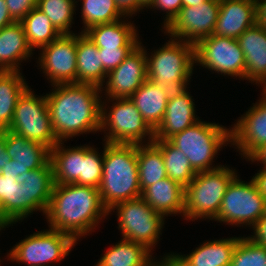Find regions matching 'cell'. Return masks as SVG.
I'll return each mask as SVG.
<instances>
[{"mask_svg":"<svg viewBox=\"0 0 266 266\" xmlns=\"http://www.w3.org/2000/svg\"><path fill=\"white\" fill-rule=\"evenodd\" d=\"M160 259L157 260V266H185L173 255L172 252L164 254Z\"/></svg>","mask_w":266,"mask_h":266,"instance_id":"49","label":"cell"},{"mask_svg":"<svg viewBox=\"0 0 266 266\" xmlns=\"http://www.w3.org/2000/svg\"><path fill=\"white\" fill-rule=\"evenodd\" d=\"M64 143L65 141L58 142L50 150L55 184L74 183L81 175L83 145L70 147Z\"/></svg>","mask_w":266,"mask_h":266,"instance_id":"30","label":"cell"},{"mask_svg":"<svg viewBox=\"0 0 266 266\" xmlns=\"http://www.w3.org/2000/svg\"><path fill=\"white\" fill-rule=\"evenodd\" d=\"M141 198L165 218L180 215L184 219L185 188L169 177L146 187Z\"/></svg>","mask_w":266,"mask_h":266,"instance_id":"21","label":"cell"},{"mask_svg":"<svg viewBox=\"0 0 266 266\" xmlns=\"http://www.w3.org/2000/svg\"><path fill=\"white\" fill-rule=\"evenodd\" d=\"M147 79L146 55L140 39L124 61L107 74L101 94L104 98H130Z\"/></svg>","mask_w":266,"mask_h":266,"instance_id":"15","label":"cell"},{"mask_svg":"<svg viewBox=\"0 0 266 266\" xmlns=\"http://www.w3.org/2000/svg\"><path fill=\"white\" fill-rule=\"evenodd\" d=\"M188 89L171 92L163 119L154 130V140H169L200 120L196 115L195 100Z\"/></svg>","mask_w":266,"mask_h":266,"instance_id":"17","label":"cell"},{"mask_svg":"<svg viewBox=\"0 0 266 266\" xmlns=\"http://www.w3.org/2000/svg\"><path fill=\"white\" fill-rule=\"evenodd\" d=\"M135 47L98 48L102 66L108 74L117 68Z\"/></svg>","mask_w":266,"mask_h":266,"instance_id":"39","label":"cell"},{"mask_svg":"<svg viewBox=\"0 0 266 266\" xmlns=\"http://www.w3.org/2000/svg\"><path fill=\"white\" fill-rule=\"evenodd\" d=\"M29 46L34 49L50 44L62 34L39 8L34 7L21 21Z\"/></svg>","mask_w":266,"mask_h":266,"instance_id":"33","label":"cell"},{"mask_svg":"<svg viewBox=\"0 0 266 266\" xmlns=\"http://www.w3.org/2000/svg\"><path fill=\"white\" fill-rule=\"evenodd\" d=\"M240 237L214 239L203 242L189 254L173 253L185 266H227Z\"/></svg>","mask_w":266,"mask_h":266,"instance_id":"24","label":"cell"},{"mask_svg":"<svg viewBox=\"0 0 266 266\" xmlns=\"http://www.w3.org/2000/svg\"><path fill=\"white\" fill-rule=\"evenodd\" d=\"M253 235L249 239L266 247V213L251 227Z\"/></svg>","mask_w":266,"mask_h":266,"instance_id":"42","label":"cell"},{"mask_svg":"<svg viewBox=\"0 0 266 266\" xmlns=\"http://www.w3.org/2000/svg\"><path fill=\"white\" fill-rule=\"evenodd\" d=\"M124 19L94 25L83 33L97 48L136 47L140 43L138 27L132 21H128L131 20L129 17Z\"/></svg>","mask_w":266,"mask_h":266,"instance_id":"23","label":"cell"},{"mask_svg":"<svg viewBox=\"0 0 266 266\" xmlns=\"http://www.w3.org/2000/svg\"><path fill=\"white\" fill-rule=\"evenodd\" d=\"M144 245L120 239L112 244L94 266H155L157 260Z\"/></svg>","mask_w":266,"mask_h":266,"instance_id":"29","label":"cell"},{"mask_svg":"<svg viewBox=\"0 0 266 266\" xmlns=\"http://www.w3.org/2000/svg\"><path fill=\"white\" fill-rule=\"evenodd\" d=\"M237 174L236 169L226 164L197 172L185 187L184 220H213L218 215L228 185Z\"/></svg>","mask_w":266,"mask_h":266,"instance_id":"5","label":"cell"},{"mask_svg":"<svg viewBox=\"0 0 266 266\" xmlns=\"http://www.w3.org/2000/svg\"><path fill=\"white\" fill-rule=\"evenodd\" d=\"M26 218V192L16 177L0 173V220L9 228Z\"/></svg>","mask_w":266,"mask_h":266,"instance_id":"28","label":"cell"},{"mask_svg":"<svg viewBox=\"0 0 266 266\" xmlns=\"http://www.w3.org/2000/svg\"><path fill=\"white\" fill-rule=\"evenodd\" d=\"M238 176L228 185L218 215L212 221L251 228L266 213V201L252 179L245 182Z\"/></svg>","mask_w":266,"mask_h":266,"instance_id":"10","label":"cell"},{"mask_svg":"<svg viewBox=\"0 0 266 266\" xmlns=\"http://www.w3.org/2000/svg\"><path fill=\"white\" fill-rule=\"evenodd\" d=\"M77 34H62L39 49L37 60L50 85L77 83Z\"/></svg>","mask_w":266,"mask_h":266,"instance_id":"13","label":"cell"},{"mask_svg":"<svg viewBox=\"0 0 266 266\" xmlns=\"http://www.w3.org/2000/svg\"><path fill=\"white\" fill-rule=\"evenodd\" d=\"M255 24V0H221L213 35L238 39Z\"/></svg>","mask_w":266,"mask_h":266,"instance_id":"18","label":"cell"},{"mask_svg":"<svg viewBox=\"0 0 266 266\" xmlns=\"http://www.w3.org/2000/svg\"><path fill=\"white\" fill-rule=\"evenodd\" d=\"M262 93H266V81L261 85Z\"/></svg>","mask_w":266,"mask_h":266,"instance_id":"53","label":"cell"},{"mask_svg":"<svg viewBox=\"0 0 266 266\" xmlns=\"http://www.w3.org/2000/svg\"><path fill=\"white\" fill-rule=\"evenodd\" d=\"M33 55L21 22L0 29V71H20L21 63Z\"/></svg>","mask_w":266,"mask_h":266,"instance_id":"22","label":"cell"},{"mask_svg":"<svg viewBox=\"0 0 266 266\" xmlns=\"http://www.w3.org/2000/svg\"><path fill=\"white\" fill-rule=\"evenodd\" d=\"M245 56L237 39L210 35L195 45V65L245 80Z\"/></svg>","mask_w":266,"mask_h":266,"instance_id":"12","label":"cell"},{"mask_svg":"<svg viewBox=\"0 0 266 266\" xmlns=\"http://www.w3.org/2000/svg\"><path fill=\"white\" fill-rule=\"evenodd\" d=\"M137 163L141 191L168 177L162 151L154 142L137 145Z\"/></svg>","mask_w":266,"mask_h":266,"instance_id":"32","label":"cell"},{"mask_svg":"<svg viewBox=\"0 0 266 266\" xmlns=\"http://www.w3.org/2000/svg\"><path fill=\"white\" fill-rule=\"evenodd\" d=\"M5 229V225L0 220V231Z\"/></svg>","mask_w":266,"mask_h":266,"instance_id":"54","label":"cell"},{"mask_svg":"<svg viewBox=\"0 0 266 266\" xmlns=\"http://www.w3.org/2000/svg\"><path fill=\"white\" fill-rule=\"evenodd\" d=\"M11 158L6 152V135L3 131H0V173L4 165L8 164Z\"/></svg>","mask_w":266,"mask_h":266,"instance_id":"47","label":"cell"},{"mask_svg":"<svg viewBox=\"0 0 266 266\" xmlns=\"http://www.w3.org/2000/svg\"><path fill=\"white\" fill-rule=\"evenodd\" d=\"M182 8V0H155L149 8L150 10L163 11L165 18L163 17L162 30L166 29L172 21L177 17Z\"/></svg>","mask_w":266,"mask_h":266,"instance_id":"40","label":"cell"},{"mask_svg":"<svg viewBox=\"0 0 266 266\" xmlns=\"http://www.w3.org/2000/svg\"><path fill=\"white\" fill-rule=\"evenodd\" d=\"M6 135V152L16 160L19 166V175L42 168L50 161V149L38 142L26 139L10 130L3 131Z\"/></svg>","mask_w":266,"mask_h":266,"instance_id":"25","label":"cell"},{"mask_svg":"<svg viewBox=\"0 0 266 266\" xmlns=\"http://www.w3.org/2000/svg\"><path fill=\"white\" fill-rule=\"evenodd\" d=\"M207 0H182V7L198 6Z\"/></svg>","mask_w":266,"mask_h":266,"instance_id":"51","label":"cell"},{"mask_svg":"<svg viewBox=\"0 0 266 266\" xmlns=\"http://www.w3.org/2000/svg\"><path fill=\"white\" fill-rule=\"evenodd\" d=\"M100 132L105 134L106 143L140 145L154 141V130L130 98H102Z\"/></svg>","mask_w":266,"mask_h":266,"instance_id":"6","label":"cell"},{"mask_svg":"<svg viewBox=\"0 0 266 266\" xmlns=\"http://www.w3.org/2000/svg\"><path fill=\"white\" fill-rule=\"evenodd\" d=\"M251 179L254 181L258 191L266 201V168H260V170L255 173V175Z\"/></svg>","mask_w":266,"mask_h":266,"instance_id":"44","label":"cell"},{"mask_svg":"<svg viewBox=\"0 0 266 266\" xmlns=\"http://www.w3.org/2000/svg\"><path fill=\"white\" fill-rule=\"evenodd\" d=\"M169 141L185 154L196 172L209 171L222 166L215 165L214 158L223 147L230 146V127L200 119Z\"/></svg>","mask_w":266,"mask_h":266,"instance_id":"7","label":"cell"},{"mask_svg":"<svg viewBox=\"0 0 266 266\" xmlns=\"http://www.w3.org/2000/svg\"><path fill=\"white\" fill-rule=\"evenodd\" d=\"M155 0H138V6L142 10L149 9Z\"/></svg>","mask_w":266,"mask_h":266,"instance_id":"52","label":"cell"},{"mask_svg":"<svg viewBox=\"0 0 266 266\" xmlns=\"http://www.w3.org/2000/svg\"><path fill=\"white\" fill-rule=\"evenodd\" d=\"M237 40L245 56V80L261 86L266 81V30L255 24Z\"/></svg>","mask_w":266,"mask_h":266,"instance_id":"19","label":"cell"},{"mask_svg":"<svg viewBox=\"0 0 266 266\" xmlns=\"http://www.w3.org/2000/svg\"><path fill=\"white\" fill-rule=\"evenodd\" d=\"M153 142L162 151L167 176L185 188L197 174L188 158L169 140H154Z\"/></svg>","mask_w":266,"mask_h":266,"instance_id":"34","label":"cell"},{"mask_svg":"<svg viewBox=\"0 0 266 266\" xmlns=\"http://www.w3.org/2000/svg\"><path fill=\"white\" fill-rule=\"evenodd\" d=\"M101 201L109 211L123 201L141 197L136 144L104 142Z\"/></svg>","mask_w":266,"mask_h":266,"instance_id":"3","label":"cell"},{"mask_svg":"<svg viewBox=\"0 0 266 266\" xmlns=\"http://www.w3.org/2000/svg\"><path fill=\"white\" fill-rule=\"evenodd\" d=\"M162 47L148 53L147 77L153 83L178 90L188 87L195 65V46L179 39L168 37Z\"/></svg>","mask_w":266,"mask_h":266,"instance_id":"4","label":"cell"},{"mask_svg":"<svg viewBox=\"0 0 266 266\" xmlns=\"http://www.w3.org/2000/svg\"><path fill=\"white\" fill-rule=\"evenodd\" d=\"M119 11L125 16L132 18L143 10L138 6V0H115ZM134 15V16H133Z\"/></svg>","mask_w":266,"mask_h":266,"instance_id":"43","label":"cell"},{"mask_svg":"<svg viewBox=\"0 0 266 266\" xmlns=\"http://www.w3.org/2000/svg\"><path fill=\"white\" fill-rule=\"evenodd\" d=\"M246 161L255 163L257 161V164H263L262 166L266 168V144H263L261 147H259Z\"/></svg>","mask_w":266,"mask_h":266,"instance_id":"48","label":"cell"},{"mask_svg":"<svg viewBox=\"0 0 266 266\" xmlns=\"http://www.w3.org/2000/svg\"><path fill=\"white\" fill-rule=\"evenodd\" d=\"M11 18L15 22H20L34 7L37 0H5Z\"/></svg>","mask_w":266,"mask_h":266,"instance_id":"41","label":"cell"},{"mask_svg":"<svg viewBox=\"0 0 266 266\" xmlns=\"http://www.w3.org/2000/svg\"><path fill=\"white\" fill-rule=\"evenodd\" d=\"M81 5V19L83 27L81 33L88 28L115 22L126 18L117 8L115 0H79Z\"/></svg>","mask_w":266,"mask_h":266,"instance_id":"35","label":"cell"},{"mask_svg":"<svg viewBox=\"0 0 266 266\" xmlns=\"http://www.w3.org/2000/svg\"><path fill=\"white\" fill-rule=\"evenodd\" d=\"M221 0H207L198 6L182 7L177 17L164 29L174 39L196 45L213 34Z\"/></svg>","mask_w":266,"mask_h":266,"instance_id":"14","label":"cell"},{"mask_svg":"<svg viewBox=\"0 0 266 266\" xmlns=\"http://www.w3.org/2000/svg\"><path fill=\"white\" fill-rule=\"evenodd\" d=\"M77 83L102 87L107 73L102 66L97 46L84 33L77 35Z\"/></svg>","mask_w":266,"mask_h":266,"instance_id":"27","label":"cell"},{"mask_svg":"<svg viewBox=\"0 0 266 266\" xmlns=\"http://www.w3.org/2000/svg\"><path fill=\"white\" fill-rule=\"evenodd\" d=\"M46 93L47 106L53 133L57 141L84 134L100 132L101 89L82 83L52 85Z\"/></svg>","mask_w":266,"mask_h":266,"instance_id":"1","label":"cell"},{"mask_svg":"<svg viewBox=\"0 0 266 266\" xmlns=\"http://www.w3.org/2000/svg\"><path fill=\"white\" fill-rule=\"evenodd\" d=\"M7 253V261L27 266H53L69 256L78 244L69 234L44 229L19 240Z\"/></svg>","mask_w":266,"mask_h":266,"instance_id":"8","label":"cell"},{"mask_svg":"<svg viewBox=\"0 0 266 266\" xmlns=\"http://www.w3.org/2000/svg\"><path fill=\"white\" fill-rule=\"evenodd\" d=\"M115 210L117 228L121 231L122 239L142 244L151 252L155 251L166 218L154 211L141 197L116 204L109 209L108 214Z\"/></svg>","mask_w":266,"mask_h":266,"instance_id":"9","label":"cell"},{"mask_svg":"<svg viewBox=\"0 0 266 266\" xmlns=\"http://www.w3.org/2000/svg\"><path fill=\"white\" fill-rule=\"evenodd\" d=\"M27 87L21 71H0V131L10 127L17 100Z\"/></svg>","mask_w":266,"mask_h":266,"instance_id":"31","label":"cell"},{"mask_svg":"<svg viewBox=\"0 0 266 266\" xmlns=\"http://www.w3.org/2000/svg\"><path fill=\"white\" fill-rule=\"evenodd\" d=\"M256 24H260L266 30V0H255Z\"/></svg>","mask_w":266,"mask_h":266,"instance_id":"45","label":"cell"},{"mask_svg":"<svg viewBox=\"0 0 266 266\" xmlns=\"http://www.w3.org/2000/svg\"><path fill=\"white\" fill-rule=\"evenodd\" d=\"M8 130L50 150L58 143L51 126L46 95L34 94L30 86L19 96Z\"/></svg>","mask_w":266,"mask_h":266,"instance_id":"11","label":"cell"},{"mask_svg":"<svg viewBox=\"0 0 266 266\" xmlns=\"http://www.w3.org/2000/svg\"><path fill=\"white\" fill-rule=\"evenodd\" d=\"M26 192V218L35 211L45 213L53 192L54 176L51 161L42 168L29 170L17 177Z\"/></svg>","mask_w":266,"mask_h":266,"instance_id":"20","label":"cell"},{"mask_svg":"<svg viewBox=\"0 0 266 266\" xmlns=\"http://www.w3.org/2000/svg\"><path fill=\"white\" fill-rule=\"evenodd\" d=\"M15 21L11 18L8 10V5L5 0H0V29L8 26Z\"/></svg>","mask_w":266,"mask_h":266,"instance_id":"46","label":"cell"},{"mask_svg":"<svg viewBox=\"0 0 266 266\" xmlns=\"http://www.w3.org/2000/svg\"><path fill=\"white\" fill-rule=\"evenodd\" d=\"M106 216L99 189L75 183L55 184L45 213L49 228L69 234L77 242L92 234Z\"/></svg>","mask_w":266,"mask_h":266,"instance_id":"2","label":"cell"},{"mask_svg":"<svg viewBox=\"0 0 266 266\" xmlns=\"http://www.w3.org/2000/svg\"><path fill=\"white\" fill-rule=\"evenodd\" d=\"M76 6L74 0H37L36 7L46 14L61 34H75L71 28L75 22Z\"/></svg>","mask_w":266,"mask_h":266,"instance_id":"36","label":"cell"},{"mask_svg":"<svg viewBox=\"0 0 266 266\" xmlns=\"http://www.w3.org/2000/svg\"><path fill=\"white\" fill-rule=\"evenodd\" d=\"M172 91L170 88L157 85L147 79L130 97L141 116L153 130L163 119Z\"/></svg>","mask_w":266,"mask_h":266,"instance_id":"26","label":"cell"},{"mask_svg":"<svg viewBox=\"0 0 266 266\" xmlns=\"http://www.w3.org/2000/svg\"><path fill=\"white\" fill-rule=\"evenodd\" d=\"M97 149L94 145H83L81 175L74 182L75 184L95 188L99 187L103 172L104 144L103 153H99Z\"/></svg>","mask_w":266,"mask_h":266,"instance_id":"37","label":"cell"},{"mask_svg":"<svg viewBox=\"0 0 266 266\" xmlns=\"http://www.w3.org/2000/svg\"><path fill=\"white\" fill-rule=\"evenodd\" d=\"M230 266H266V247L240 236Z\"/></svg>","mask_w":266,"mask_h":266,"instance_id":"38","label":"cell"},{"mask_svg":"<svg viewBox=\"0 0 266 266\" xmlns=\"http://www.w3.org/2000/svg\"><path fill=\"white\" fill-rule=\"evenodd\" d=\"M16 160L11 159L8 164L4 165L1 170L3 176L18 177L19 176V166L16 164Z\"/></svg>","mask_w":266,"mask_h":266,"instance_id":"50","label":"cell"},{"mask_svg":"<svg viewBox=\"0 0 266 266\" xmlns=\"http://www.w3.org/2000/svg\"><path fill=\"white\" fill-rule=\"evenodd\" d=\"M261 94L262 97L230 127V145L245 160L266 144V93Z\"/></svg>","mask_w":266,"mask_h":266,"instance_id":"16","label":"cell"}]
</instances>
